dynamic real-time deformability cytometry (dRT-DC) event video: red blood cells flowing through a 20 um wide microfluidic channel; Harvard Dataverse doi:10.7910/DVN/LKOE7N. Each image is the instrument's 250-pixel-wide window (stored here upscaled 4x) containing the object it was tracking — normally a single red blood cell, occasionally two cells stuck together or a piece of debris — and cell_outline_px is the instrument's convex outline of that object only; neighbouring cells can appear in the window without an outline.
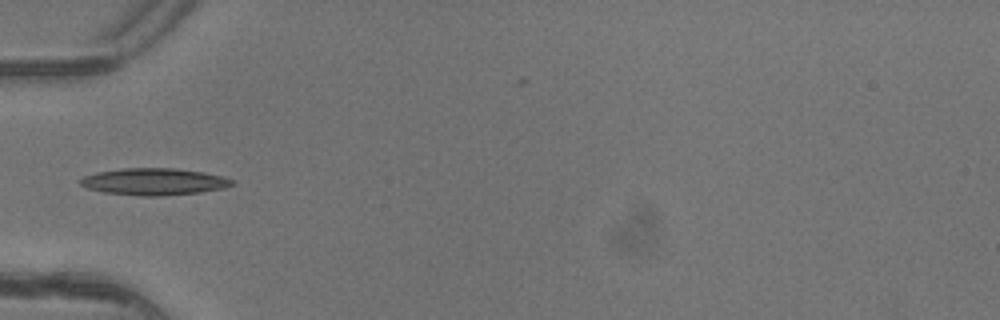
{"species": "common noctule bat (a hibernating species)", "species_latin": "Nyctalus noctula", "temperature_condition": "warm", "stored_images_in_passage": 2, "camera_frame_rate_fps": 3000, "um_per_image_px": 0.085, "animal": {"sex": "female"}, "frame": {"image": 1, "passage_image": 1, "time_ms": 0.0, "image_size_px": [1000, 320], "cell_outline_px": [[236, 184], [224, 188], [200, 192], [160, 196], [136, 196], [104, 192], [88, 188], [80, 184], [80, 180], [84, 176], [96, 172], [124, 168], [176, 168], [200, 172], [220, 176], [232, 180]], "centroid_in_image_um": [13.07, 15.44], "position_along_channel_um": 71.9, "area_um2": 23.64}}
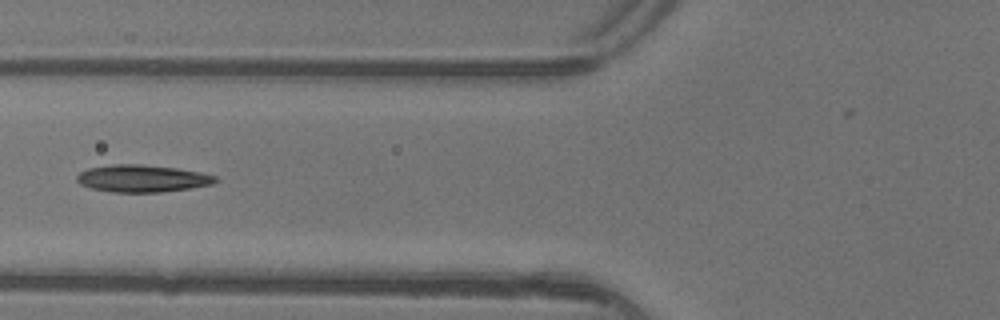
{"frame": {"image": 2, "passage_image": 2, "time_ms": 0.333, "image_size_px": [1000, 320], "cell_outline_px": [[220, 180], [212, 184], [192, 188], [160, 192], [112, 192], [92, 188], [80, 184], [76, 180], [76, 176], [80, 172], [88, 168], [112, 164], [140, 164], [176, 168], [200, 172], [216, 176]], "centroid_in_image_um": [12.1, 15.17], "position_along_channel_um": 113.7, "area_um2": 22.02}}